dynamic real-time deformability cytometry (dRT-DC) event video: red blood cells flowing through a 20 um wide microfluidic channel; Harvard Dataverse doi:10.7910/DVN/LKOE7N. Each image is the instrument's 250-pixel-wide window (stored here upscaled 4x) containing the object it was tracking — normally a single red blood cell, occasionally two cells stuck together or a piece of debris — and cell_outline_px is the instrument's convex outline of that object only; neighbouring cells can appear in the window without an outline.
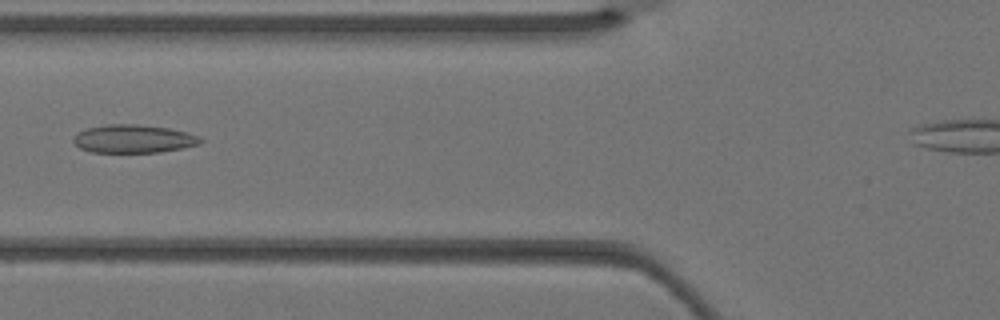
{"species": "Egyptian fruit bat (a non-hibernating species)", "species_latin": "Rousettus aegyptiacus", "temperature_condition": "warm", "stored_images_in_passage": 4, "camera_frame_rate_fps": 3000, "um_per_image_px": 0.085, "animal": {"sex": "female"}, "frame": {"image": 1, "passage_image": 4, "time_ms": 1.0, "image_size_px": [1000, 320], "cell_outline_px": [[204, 140], [200, 144], [184, 148], [160, 152], [92, 152], [80, 148], [72, 140], [72, 136], [88, 128], [108, 124], [140, 124], [168, 128], [188, 132], [200, 136]], "centroid_in_image_um": [11.39, 11.8], "position_along_channel_um": 114.4, "area_um2": 20.98}}